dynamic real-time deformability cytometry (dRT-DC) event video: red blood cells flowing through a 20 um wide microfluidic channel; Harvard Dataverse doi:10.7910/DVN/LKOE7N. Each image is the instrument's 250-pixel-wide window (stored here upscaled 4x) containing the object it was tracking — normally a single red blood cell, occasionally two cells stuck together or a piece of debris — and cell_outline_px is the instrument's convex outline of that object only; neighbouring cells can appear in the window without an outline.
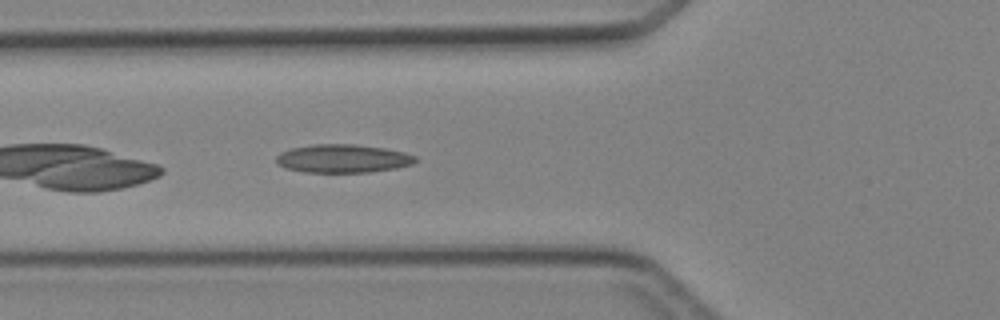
{"species": "Egyptian fruit bat (a non-hibernating species)", "species_latin": "Rousettus aegyptiacus", "temperature_condition": "cold", "stored_images_in_passage": 3, "camera_frame_rate_fps": 3000, "um_per_image_px": 0.085, "animal": {"sex": "female"}, "frame": {"image": 1, "passage_image": 3, "time_ms": 2.333, "image_size_px": [1000, 320], "cell_outline_px": [[416, 160], [412, 164], [396, 168], [368, 172], [304, 172], [284, 168], [276, 164], [276, 156], [280, 152], [292, 148], [312, 144], [356, 144], [384, 148], [404, 152], [416, 156]], "centroid_in_image_um": [29.1, 13.47], "position_along_channel_um": 96.7, "area_um2": 23.06}}